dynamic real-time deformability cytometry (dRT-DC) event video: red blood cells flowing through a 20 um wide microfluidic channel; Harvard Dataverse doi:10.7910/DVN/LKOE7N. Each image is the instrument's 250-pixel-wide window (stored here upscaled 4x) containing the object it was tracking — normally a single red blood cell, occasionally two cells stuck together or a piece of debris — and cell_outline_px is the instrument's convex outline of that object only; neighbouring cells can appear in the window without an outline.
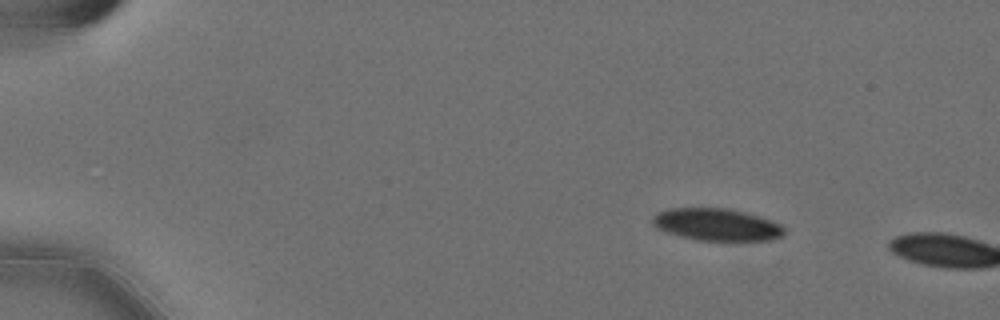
{"species": "Egyptian fruit bat (a non-hibernating species)", "species_latin": "Rousettus aegyptiacus", "temperature_condition": "cold", "stored_images_in_passage": 3, "camera_frame_rate_fps": 3000, "um_per_image_px": 0.085, "animal": {"sex": "female"}, "frame": {"image": 1, "passage_image": 1, "time_ms": 0.0, "image_size_px": [1000, 320], "cell_outline_px": [[784, 236], [768, 240], [700, 240], [680, 236], [656, 228], [652, 224], [652, 216], [656, 212], [668, 208], [728, 208], [760, 216], [772, 220], [780, 224], [784, 228]], "centroid_in_image_um": [60.9, 19.07], "position_along_channel_um": 24.1, "area_um2": 24.74}}